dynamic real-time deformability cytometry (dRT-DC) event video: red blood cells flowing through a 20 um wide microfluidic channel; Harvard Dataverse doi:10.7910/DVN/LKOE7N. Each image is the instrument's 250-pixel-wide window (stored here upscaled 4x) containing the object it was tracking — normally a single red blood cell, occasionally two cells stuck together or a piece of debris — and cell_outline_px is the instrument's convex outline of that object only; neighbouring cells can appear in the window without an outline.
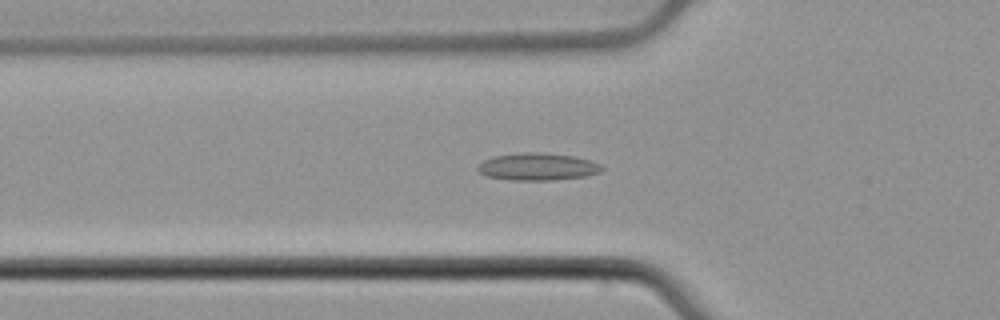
{"species": "common noctule bat (a hibernating species)", "species_latin": "Nyctalus noctula", "temperature_condition": "cold", "stored_images_in_passage": 37, "camera_frame_rate_fps": 3000, "um_per_image_px": 0.085, "animal": {"sex": "male", "body_mass_g": 21.5, "forearm_length_mm": 52.0}, "frame": {"image": 1, "passage_image": 2, "time_ms": 0.333, "image_size_px": [1000, 320], "cell_outline_px": [[604, 168], [600, 172], [588, 176], [552, 180], [508, 180], [484, 176], [476, 168], [484, 160], [492, 156], [524, 152], [544, 152], [576, 156], [600, 164]], "centroid_in_image_um": [45.69, 14.17], "position_along_channel_um": 80.1, "area_um2": 20.0}}
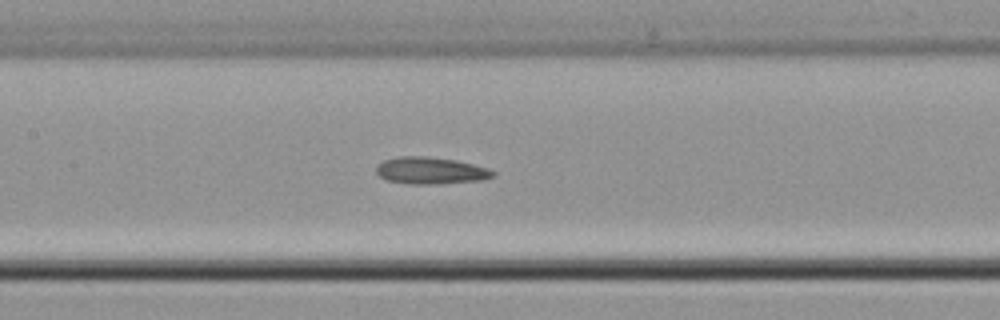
{"frame": {"image": 2, "passage_image": 9, "time_ms": 2.667, "image_size_px": [1000, 320], "cell_outline_px": [[496, 176], [484, 180], [440, 184], [408, 184], [384, 180], [376, 172], [376, 168], [384, 160], [400, 156], [428, 156], [456, 160], [488, 168], [496, 172]], "centroid_in_image_um": [36.64, 14.51], "position_along_channel_um": 170.8, "area_um2": 18.55}}
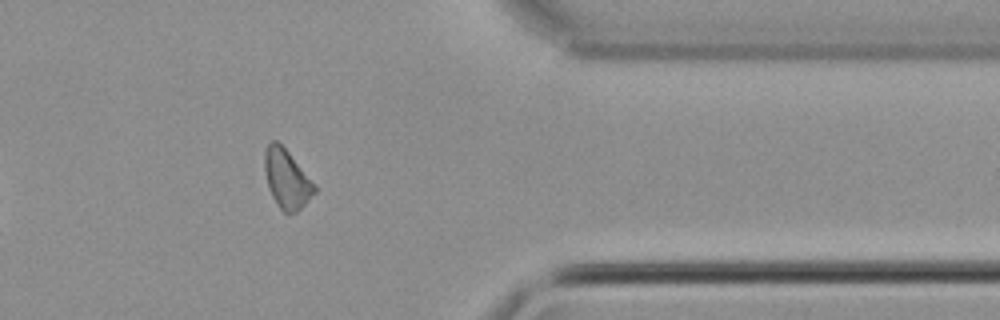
{"frame": {"image": 3, "passage_image": 27, "time_ms": 8.667, "image_size_px": [1000, 320], "cell_outline_px": [[316, 192], [296, 212], [288, 216], [280, 208], [272, 196], [268, 188], [264, 168], [264, 152], [268, 144], [272, 140], [276, 140], [288, 152], [316, 184]], "centroid_in_image_um": [24.37, 15.22], "position_along_channel_um": 387.0, "area_um2": 17.11}, "authors_computed_cell_mechanics": {"area_um2": 17.5134, "velocity_mm_per_s": 3.8769, "shape_relaxation_time_tau1_ms": null, "shape_relaxation_time_tau2_ms": 3.326, "deformation_change_tau1": null, "deformation_change_tau2": 0.1156}}